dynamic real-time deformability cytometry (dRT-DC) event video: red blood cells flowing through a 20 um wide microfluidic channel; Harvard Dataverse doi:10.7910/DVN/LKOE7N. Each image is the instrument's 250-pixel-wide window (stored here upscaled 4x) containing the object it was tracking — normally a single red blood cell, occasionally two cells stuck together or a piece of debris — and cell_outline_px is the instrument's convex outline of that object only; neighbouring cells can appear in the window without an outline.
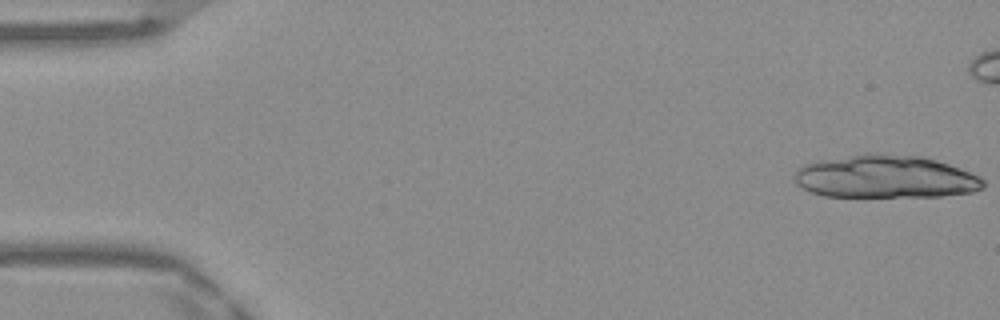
{"species": "Egyptian fruit bat (a non-hibernating species)", "species_latin": "Rousettus aegyptiacus", "temperature_condition": "warm", "stored_images_in_passage": 45, "camera_frame_rate_fps": 3000, "um_per_image_px": 0.085, "frame": {"image": 1, "passage_image": 1, "time_ms": 0.0, "image_size_px": [1000, 320], "cell_outline_px": [[972, 176], [956, 192], [892, 196], [840, 196], [868, 160], [924, 160], [940, 164], [952, 168]], "centroid_in_image_um": [76.91, 15.21], "position_along_channel_um": 8.1, "area_um2": 25.89}}